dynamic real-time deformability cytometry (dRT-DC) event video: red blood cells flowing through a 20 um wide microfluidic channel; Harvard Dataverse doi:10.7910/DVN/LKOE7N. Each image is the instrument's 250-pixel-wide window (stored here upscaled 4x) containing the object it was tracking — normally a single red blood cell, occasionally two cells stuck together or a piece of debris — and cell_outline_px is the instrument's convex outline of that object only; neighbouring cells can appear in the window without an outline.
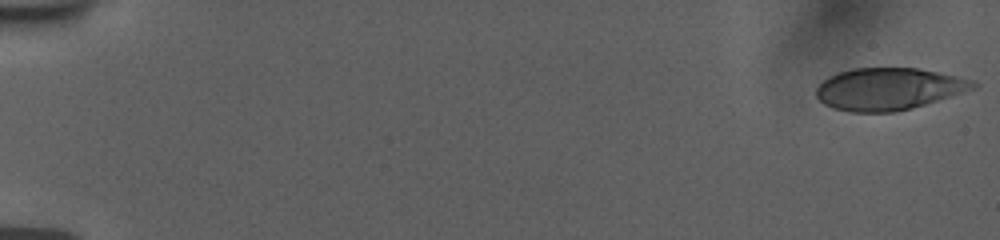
{"species": "human", "species_latin": "Homo sapiens", "temperature_condition": "room temperature", "stored_images_in_passage": 55, "camera_frame_rate_fps": 3000, "um_per_image_px": 0.085, "donor": {"sex": "female"}, "frame": {"image": 1, "passage_image": 1, "time_ms": 0.0, "image_size_px": [1000, 240], "cell_outline_px": [[980, 84], [976, 88], [912, 108], [892, 112], [852, 112], [832, 108], [824, 104], [816, 96], [816, 88], [828, 76], [852, 68], [916, 68], [976, 80]], "centroid_in_image_um": [75.53, 7.56], "position_along_channel_um": 9.5, "area_um2": 38.38}}
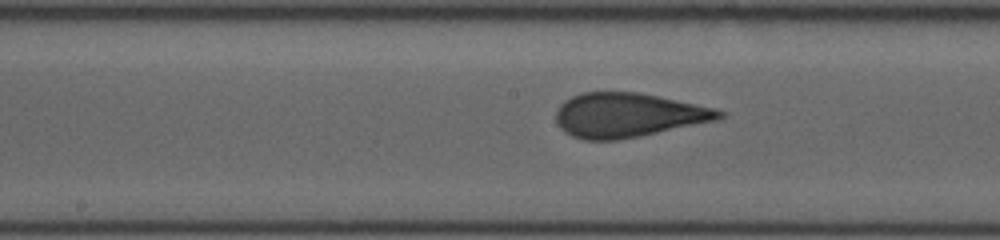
{"frame": {"image": 2, "passage_image": 30, "time_ms": 9.667, "image_size_px": [1000, 240], "cell_outline_px": [[728, 116], [716, 120], [640, 136], [616, 140], [584, 140], [572, 136], [564, 132], [560, 128], [556, 120], [556, 112], [560, 104], [564, 100], [580, 92], [640, 92], [716, 108], [728, 112]], "centroid_in_image_um": [53.39, 9.78], "position_along_channel_um": 194.8, "area_um2": 42.37}}
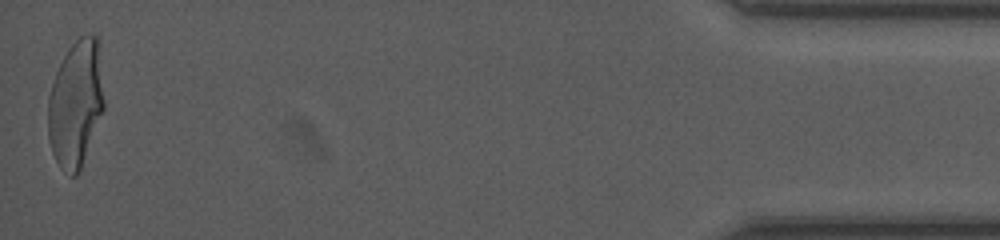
{"frame": {"image": 3, "passage_image": 55, "time_ms": 18.0, "image_size_px": [1000, 240], "cell_outline_px": [[104, 108], [80, 168], [76, 176], [72, 176], [60, 168], [52, 152], [48, 136], [48, 96], [56, 72], [68, 48], [80, 36], [96, 36], [100, 40], [104, 100]], "centroid_in_image_um": [6.45, 8.77], "position_along_channel_um": 428.8, "area_um2": 41.33}, "authors_computed_cell_mechanics": {"area_um2": 41.5004, "velocity_mm_per_s": 3.767, "shape_relaxation_time_tau1_ms": 7.1755, "shape_relaxation_time_tau2_ms": 0.8081, "deformation_change_tau1": 0.2395, "deformation_change_tau2": 0.0901}}